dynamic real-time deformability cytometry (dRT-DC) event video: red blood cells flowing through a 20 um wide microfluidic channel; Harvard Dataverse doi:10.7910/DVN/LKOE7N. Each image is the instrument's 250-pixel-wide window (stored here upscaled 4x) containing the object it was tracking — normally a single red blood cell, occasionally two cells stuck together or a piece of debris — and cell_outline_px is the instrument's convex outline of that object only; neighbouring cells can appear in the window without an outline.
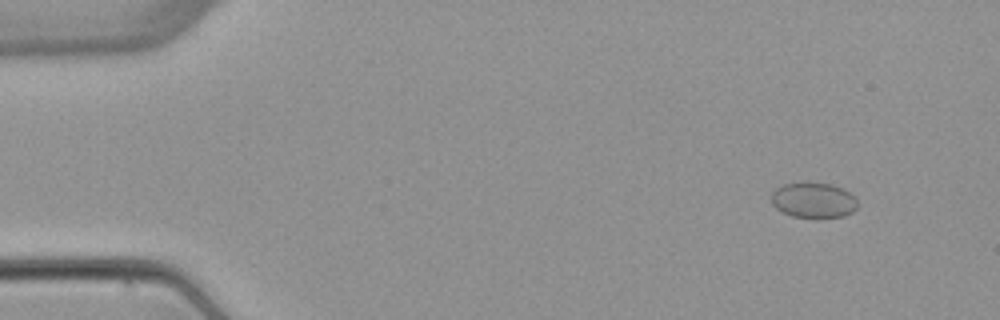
{"species": "common noctule bat (a hibernating species)", "species_latin": "Nyctalus noctula", "temperature_condition": "warm", "stored_images_in_passage": 5, "camera_frame_rate_fps": 3000, "um_per_image_px": 0.085, "animal": {"sex": "female", "body_mass_g": 22.7, "forearm_length_mm": 54.2}, "frame": {"image": 1, "passage_image": 2, "time_ms": 1.0, "image_size_px": [1000, 320], "cell_outline_px": [[856, 208], [852, 212], [844, 216], [816, 220], [792, 216], [776, 208], [772, 204], [772, 192], [776, 188], [784, 184], [804, 180], [832, 184], [844, 188], [856, 200]], "centroid_in_image_um": [69.13, 17.01], "position_along_channel_um": 15.9, "area_um2": 18.5}}
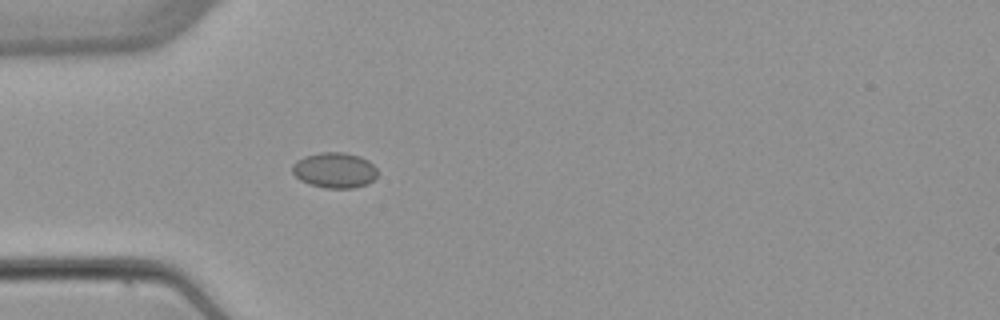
{"frame": {"image": 2, "passage_image": 5, "time_ms": 4.667, "image_size_px": [1000, 320], "cell_outline_px": [[376, 176], [368, 184], [352, 188], [324, 188], [308, 184], [300, 180], [292, 172], [292, 164], [296, 160], [304, 156], [320, 152], [344, 152], [360, 156], [368, 160], [376, 168]], "centroid_in_image_um": [28.41, 14.46], "position_along_channel_um": 56.6, "area_um2": 17.74}}